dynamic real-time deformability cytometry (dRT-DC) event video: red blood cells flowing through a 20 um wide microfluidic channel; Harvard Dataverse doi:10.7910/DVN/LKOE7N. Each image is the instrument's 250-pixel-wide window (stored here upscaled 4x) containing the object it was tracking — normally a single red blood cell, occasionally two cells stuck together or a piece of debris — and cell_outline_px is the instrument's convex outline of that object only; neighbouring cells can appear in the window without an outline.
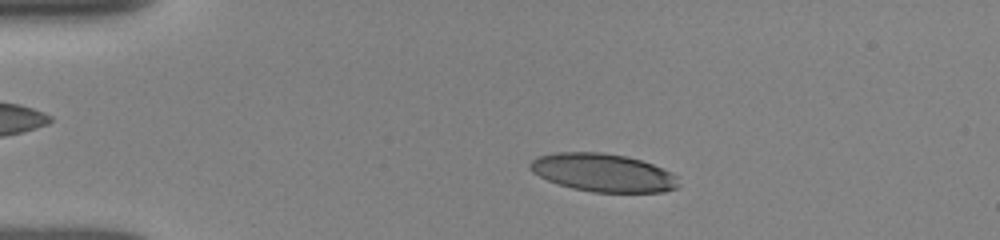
{"species": "human", "species_latin": "Homo sapiens", "temperature_condition": "room temperature", "stored_images_in_passage": 47, "camera_frame_rate_fps": 3000, "um_per_image_px": 0.085, "donor": {"sex": "female"}, "frame": {"image": 1, "passage_image": 6, "time_ms": 1.667, "image_size_px": [1000, 240], "cell_outline_px": [[680, 184], [676, 188], [664, 192], [592, 192], [572, 188], [548, 180], [532, 172], [528, 168], [528, 164], [532, 160], [540, 156], [556, 152], [604, 152], [624, 156], [640, 160], [652, 164], [672, 172], [676, 176]], "centroid_in_image_um": [51.26, 14.68], "position_along_channel_um": 33.7, "area_um2": 32.95}}
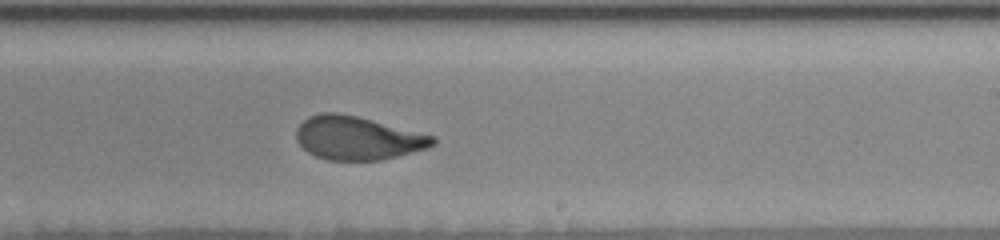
{"frame": {"image": 2, "passage_image": 27, "time_ms": 8.667, "image_size_px": [1000, 240], "cell_outline_px": [[436, 144], [428, 148], [380, 160], [328, 160], [316, 156], [308, 152], [296, 140], [296, 128], [308, 116], [320, 112], [340, 112], [436, 136]], "centroid_in_image_um": [30.39, 11.72], "position_along_channel_um": 258.6, "area_um2": 34.56}}
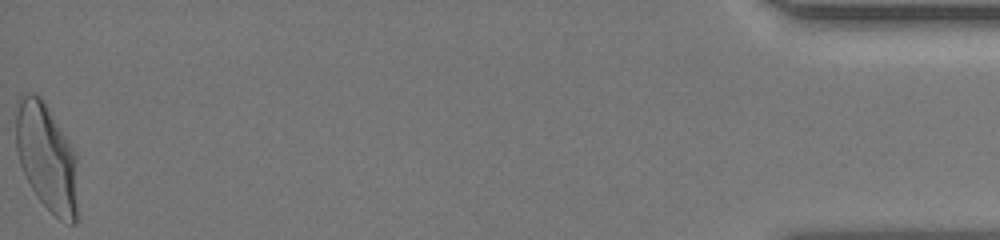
{"frame": {"image": 3, "passage_image": 47, "time_ms": 15.333, "image_size_px": [1000, 240], "cell_outline_px": [[76, 224], [72, 224], [60, 220], [36, 196], [20, 164], [16, 152], [16, 100], [20, 92], [32, 92], [40, 96], [44, 100], [76, 152]], "centroid_in_image_um": [3.94, 13.29], "position_along_channel_um": 431.3, "area_um2": 39.02}, "authors_computed_cell_mechanics": {"area_um2": 35.0268, "velocity_mm_per_s": 3.9359, "shape_relaxation_time_tau1_ms": 3.7397, "shape_relaxation_time_tau2_ms": 1.0296, "deformation_change_tau1": 0.1713, "deformation_change_tau2": 0.0714}}